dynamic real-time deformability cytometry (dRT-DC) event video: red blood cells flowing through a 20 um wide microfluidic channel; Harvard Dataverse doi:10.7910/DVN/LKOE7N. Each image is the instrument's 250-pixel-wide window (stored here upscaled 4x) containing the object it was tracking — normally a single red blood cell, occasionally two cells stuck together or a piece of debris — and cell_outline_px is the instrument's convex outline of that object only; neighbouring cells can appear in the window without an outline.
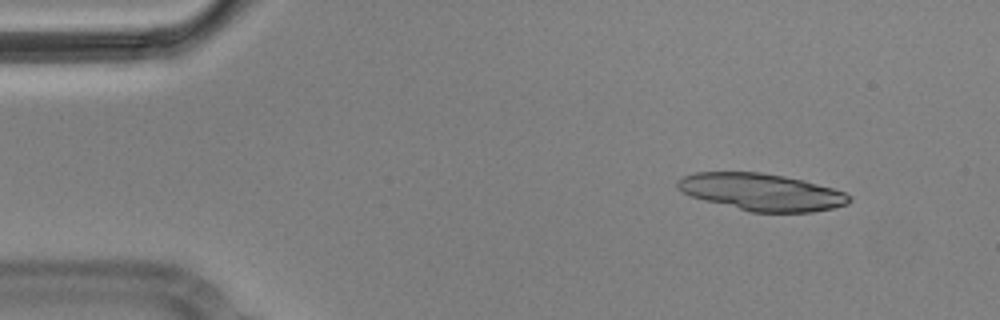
{"species": "Egyptian fruit bat (a non-hibernating species)", "species_latin": "Rousettus aegyptiacus", "temperature_condition": "cold", "stored_images_in_passage": 10, "segment_of_instrument_passage": [1, 2], "camera_frame_rate_fps": 3000, "um_per_image_px": 0.085, "animal": {"sex": "male"}, "frame": {"image": 1, "passage_image": 1, "time_ms": 0.0, "image_size_px": [1000, 320], "cell_outline_px": [[852, 200], [848, 204], [832, 208], [812, 212], [752, 212], [692, 196], [684, 192], [676, 184], [684, 176], [696, 172], [760, 172], [784, 176], [804, 180], [832, 188], [844, 192], [852, 196]], "centroid_in_image_um": [64.81, 16.32], "position_along_channel_um": 20.2, "area_um2": 36.59}}